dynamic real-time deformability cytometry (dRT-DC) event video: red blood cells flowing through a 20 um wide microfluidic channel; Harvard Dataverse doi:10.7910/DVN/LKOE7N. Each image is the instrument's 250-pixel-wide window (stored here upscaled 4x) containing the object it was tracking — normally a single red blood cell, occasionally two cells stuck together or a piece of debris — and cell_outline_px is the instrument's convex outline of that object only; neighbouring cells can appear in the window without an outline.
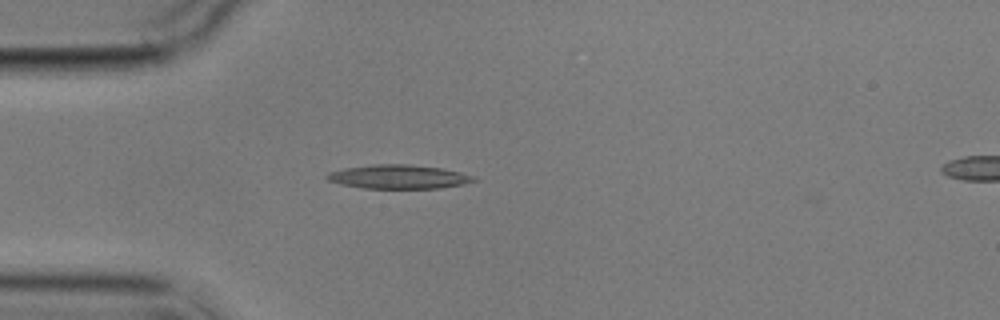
{"species": "common noctule bat (a hibernating species)", "species_latin": "Nyctalus noctula", "temperature_condition": "cold", "stored_images_in_passage": 4, "camera_frame_rate_fps": 3000, "um_per_image_px": 0.085, "animal": {"sex": "male", "body_mass_g": 17.9}, "frame": {"image": 1, "passage_image": 3, "time_ms": 2.333, "image_size_px": [1000, 320], "cell_outline_px": [[476, 180], [464, 184], [440, 188], [360, 188], [340, 184], [328, 180], [324, 176], [332, 172], [344, 168], [372, 164], [408, 164], [440, 168], [460, 172], [476, 176]], "centroid_in_image_um": [33.88, 15.02], "position_along_channel_um": 51.1, "area_um2": 20.4}}